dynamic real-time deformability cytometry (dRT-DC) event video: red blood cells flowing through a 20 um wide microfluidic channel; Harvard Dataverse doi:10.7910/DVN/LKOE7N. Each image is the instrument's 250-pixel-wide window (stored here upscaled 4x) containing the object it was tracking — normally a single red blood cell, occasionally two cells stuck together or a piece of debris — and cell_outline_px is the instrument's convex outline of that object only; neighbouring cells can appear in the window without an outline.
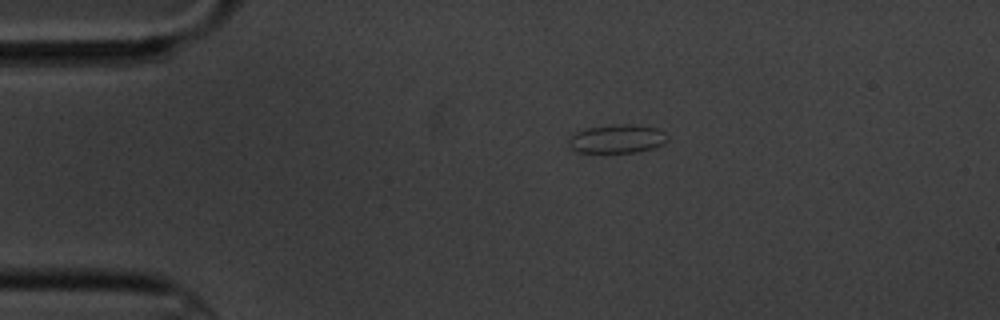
{"species": "common noctule bat (a hibernating species)", "species_latin": "Nyctalus noctula", "temperature_condition": "cold", "stored_images_in_passage": 6, "segment_of_instrument_passage": [2, 2], "camera_frame_rate_fps": 3000, "um_per_image_px": 0.085, "animal": {"sex": "male", "body_mass_g": 20.1, "forearm_length_mm": 53.5}, "frame": {"image": 1, "passage_image": 6, "time_ms": 6.0, "image_size_px": [1000, 320], "cell_outline_px": [[668, 140], [652, 148], [636, 152], [576, 152], [568, 144], [568, 140], [576, 132], [584, 128], [620, 124], [628, 124], [656, 128], [664, 132], [668, 136]], "centroid_in_image_um": [52.43, 11.8], "position_along_channel_um": 32.6, "area_um2": 16.24}}